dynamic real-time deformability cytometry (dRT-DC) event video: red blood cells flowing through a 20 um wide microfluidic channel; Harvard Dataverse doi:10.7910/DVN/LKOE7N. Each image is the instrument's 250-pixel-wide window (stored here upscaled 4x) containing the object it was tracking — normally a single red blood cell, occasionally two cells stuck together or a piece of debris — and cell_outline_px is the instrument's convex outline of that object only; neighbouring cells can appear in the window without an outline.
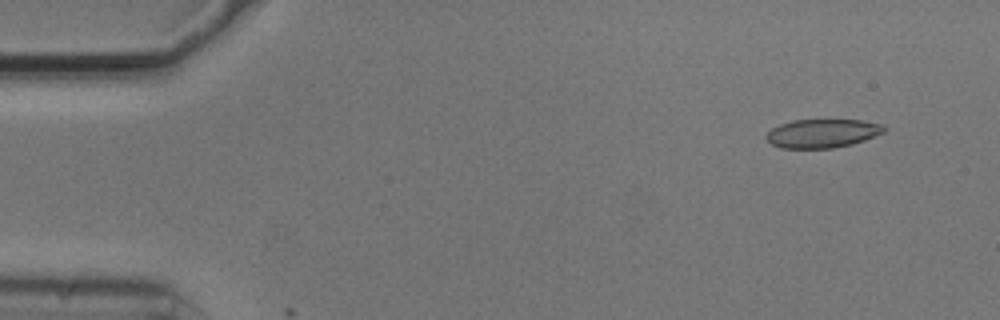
{"species": "common noctule bat (a hibernating species)", "species_latin": "Nyctalus noctula", "temperature_condition": "cold", "stored_images_in_passage": 3, "camera_frame_rate_fps": 3000, "um_per_image_px": 0.085, "animal": {"sex": "male", "body_mass_g": 20.5, "forearm_length_mm": 52.5}, "frame": {"image": 1, "passage_image": 1, "time_ms": 0.0, "image_size_px": [1000, 320], "cell_outline_px": [[888, 128], [884, 132], [864, 140], [852, 144], [832, 148], [780, 148], [772, 144], [764, 136], [772, 128], [780, 124], [792, 120], [860, 120], [884, 124]], "centroid_in_image_um": [69.92, 11.33], "position_along_channel_um": 15.1, "area_um2": 19.71}}